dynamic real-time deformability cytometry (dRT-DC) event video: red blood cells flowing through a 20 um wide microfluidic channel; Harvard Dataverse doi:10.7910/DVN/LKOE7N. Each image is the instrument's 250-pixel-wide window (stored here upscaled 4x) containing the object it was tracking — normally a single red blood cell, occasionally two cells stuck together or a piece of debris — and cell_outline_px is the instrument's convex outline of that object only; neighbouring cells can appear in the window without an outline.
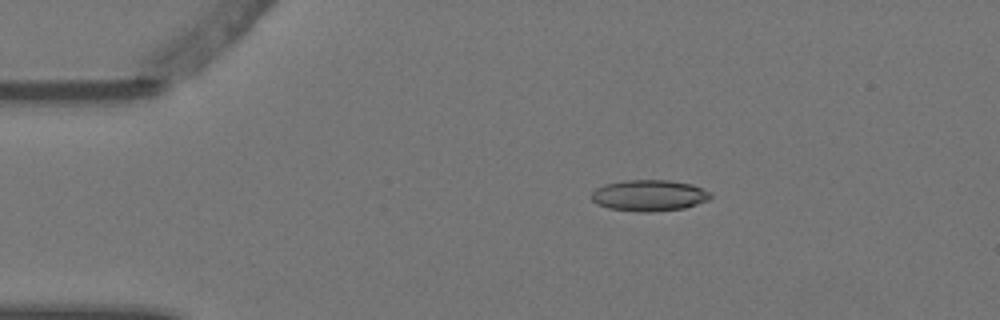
{"species": "Egyptian fruit bat (a non-hibernating species)", "species_latin": "Rousettus aegyptiacus", "temperature_condition": "warm", "stored_images_in_passage": 6, "camera_frame_rate_fps": 3000, "um_per_image_px": 0.085, "animal": {"sex": "female"}, "frame": {"image": 1, "passage_image": 2, "time_ms": 0.333, "image_size_px": [1000, 320], "cell_outline_px": [[712, 196], [708, 200], [684, 208], [648, 212], [640, 212], [608, 208], [596, 204], [592, 200], [592, 192], [596, 188], [604, 184], [624, 180], [668, 180], [692, 184], [712, 192]], "centroid_in_image_um": [55.17, 16.61], "position_along_channel_um": 29.8, "area_um2": 21.73}}
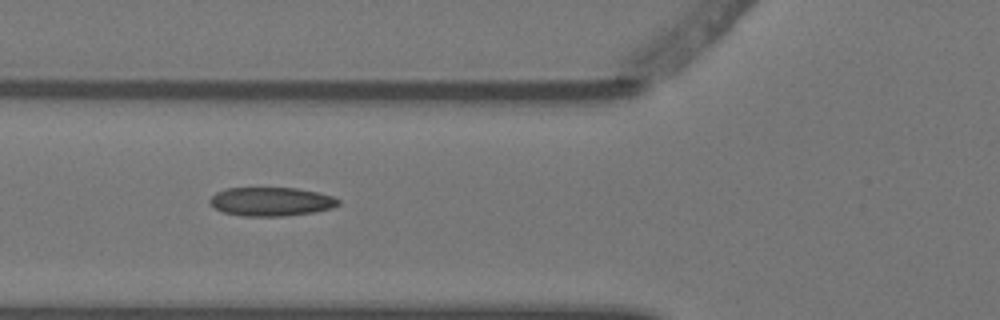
{"frame": {"image": 2, "passage_image": 5, "time_ms": 1.333, "image_size_px": [1000, 320], "cell_outline_px": [[340, 204], [332, 208], [312, 212], [284, 216], [244, 216], [220, 212], [208, 204], [208, 200], [216, 192], [228, 188], [296, 188], [316, 192], [332, 196], [340, 200]], "centroid_in_image_um": [22.99, 17.14], "position_along_channel_um": 102.8, "area_um2": 21.62}}
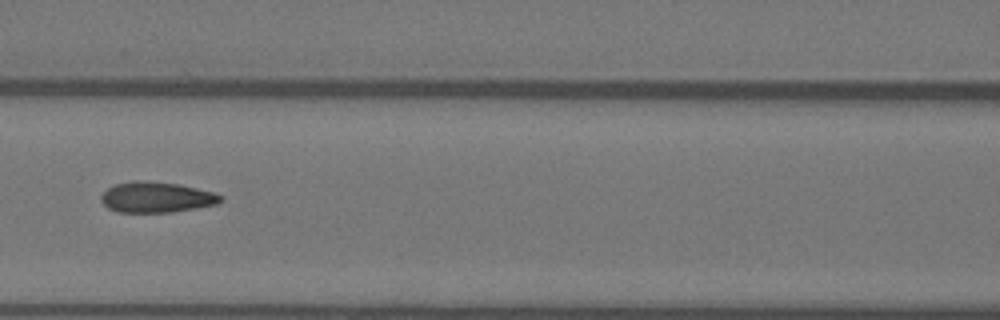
{"frame": {"image": 3, "passage_image": 6, "time_ms": 1.667, "image_size_px": [1000, 320], "cell_outline_px": [[224, 200], [216, 204], [196, 208], [172, 212], [116, 212], [108, 208], [100, 200], [100, 196], [108, 188], [116, 184], [132, 180], [136, 180], [176, 184], [216, 192], [224, 196]], "centroid_in_image_um": [13.31, 16.77], "position_along_channel_um": 153.3, "area_um2": 21.33}}